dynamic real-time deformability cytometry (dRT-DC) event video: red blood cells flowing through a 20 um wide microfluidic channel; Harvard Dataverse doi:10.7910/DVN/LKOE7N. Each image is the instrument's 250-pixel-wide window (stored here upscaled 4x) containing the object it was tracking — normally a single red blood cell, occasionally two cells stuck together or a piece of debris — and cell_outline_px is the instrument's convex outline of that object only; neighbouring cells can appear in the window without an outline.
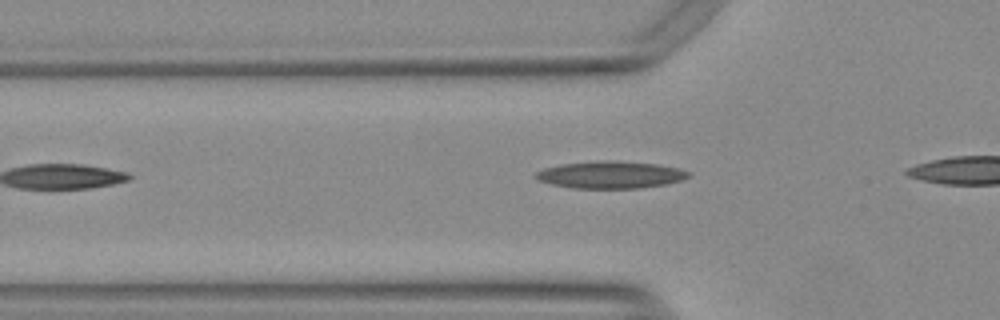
{"species": "Egyptian fruit bat (a non-hibernating species)", "species_latin": "Rousettus aegyptiacus", "temperature_condition": "warm", "stored_images_in_passage": 12, "camera_frame_rate_fps": 3000, "um_per_image_px": 0.085, "animal": {"sex": "female"}, "frame": {"image": 1, "passage_image": 3, "time_ms": 0.667, "image_size_px": [1000, 320], "cell_outline_px": [[692, 172], [688, 176], [680, 180], [668, 184], [640, 188], [572, 188], [552, 184], [540, 180], [532, 176], [536, 172], [544, 168], [560, 164], [596, 160], [616, 160], [660, 164]], "centroid_in_image_um": [51.88, 14.84], "position_along_channel_um": 73.9, "area_um2": 24.39}}
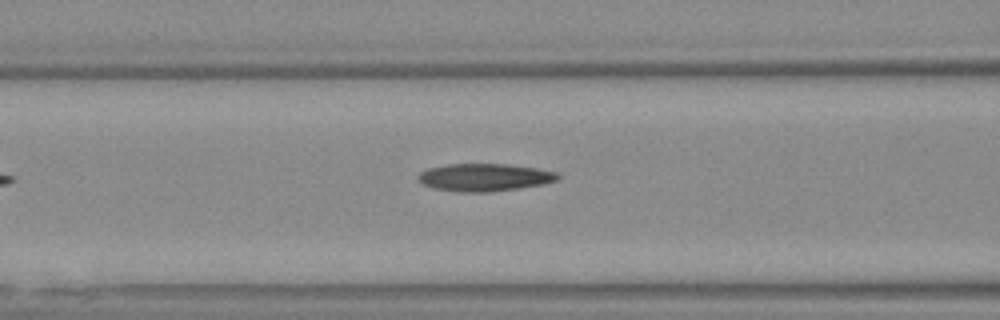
{"frame": {"image": 2, "passage_image": 7, "time_ms": 2.0, "image_size_px": [1000, 320], "cell_outline_px": [[560, 176], [556, 180], [544, 184], [488, 192], [460, 192], [432, 188], [416, 180], [416, 176], [420, 172], [428, 168], [448, 164], [508, 164], [536, 168], [556, 172]], "centroid_in_image_um": [41.13, 15.07], "position_along_channel_um": 125.5, "area_um2": 22.43}}
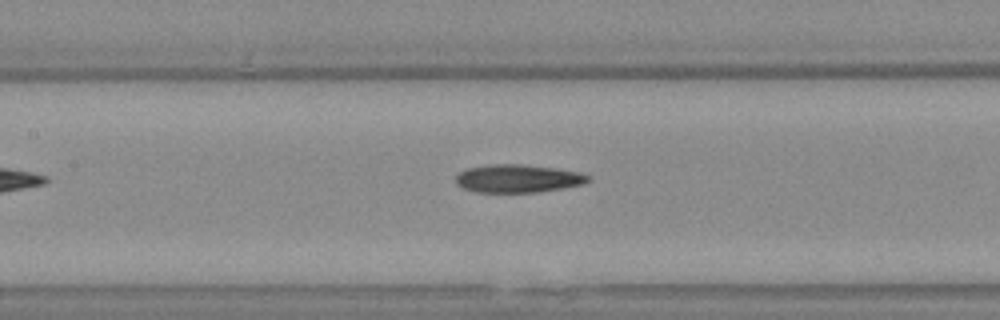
{"frame": {"image": 3, "passage_image": 10, "time_ms": 3.0, "image_size_px": [1000, 320], "cell_outline_px": [[592, 180], [584, 184], [564, 188], [536, 192], [476, 192], [464, 188], [456, 184], [456, 176], [460, 172], [468, 168], [488, 164], [520, 164], [556, 168], [580, 172], [588, 176]], "centroid_in_image_um": [44.04, 15.17], "position_along_channel_um": 163.4, "area_um2": 21.68}}